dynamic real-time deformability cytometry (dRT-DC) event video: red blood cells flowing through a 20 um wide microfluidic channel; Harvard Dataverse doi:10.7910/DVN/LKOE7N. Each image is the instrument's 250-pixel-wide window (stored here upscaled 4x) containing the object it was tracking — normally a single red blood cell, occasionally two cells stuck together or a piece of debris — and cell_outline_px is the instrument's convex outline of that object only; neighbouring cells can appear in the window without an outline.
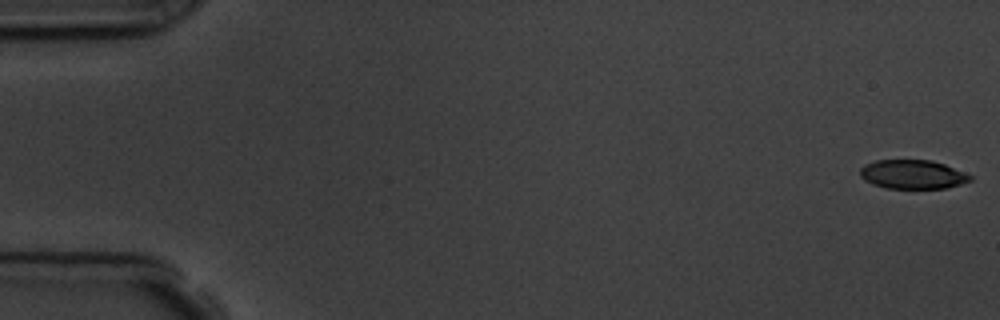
{"species": "common noctule bat (a hibernating species)", "species_latin": "Nyctalus noctula", "temperature_condition": "room temperature", "stored_images_in_passage": 5, "camera_frame_rate_fps": 3000, "um_per_image_px": 0.085, "animal": {"sex": "male", "body_mass_g": 19.5, "forearm_length_mm": 54.6}, "frame": {"image": 1, "passage_image": 1, "time_ms": 0.0, "image_size_px": [1000, 320], "cell_outline_px": [[972, 180], [960, 184], [944, 188], [888, 188], [872, 184], [864, 180], [860, 176], [860, 168], [864, 164], [876, 160], [932, 160], [944, 164], [964, 172], [972, 176]], "centroid_in_image_um": [77.55, 14.81], "position_along_channel_um": 7.5, "area_um2": 18.55}}
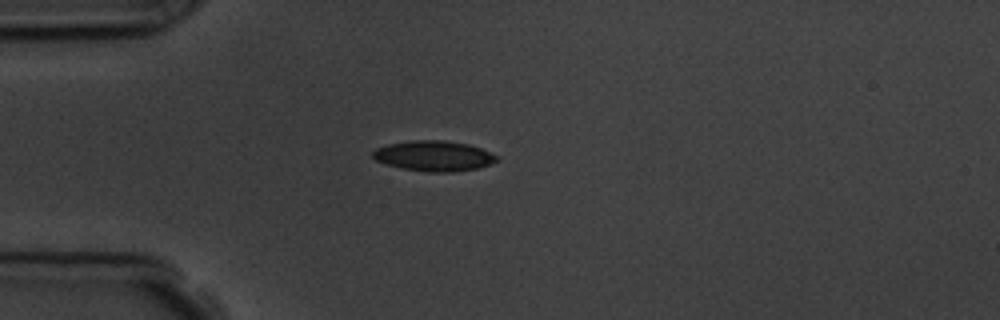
{"frame": {"image": 2, "passage_image": 5, "time_ms": 4.667, "image_size_px": [1000, 320], "cell_outline_px": [[500, 160], [476, 168], [452, 172], [428, 172], [400, 168], [384, 164], [376, 160], [372, 156], [372, 152], [376, 148], [388, 144], [412, 140], [444, 140], [468, 144], [480, 148], [500, 156]], "centroid_in_image_um": [36.87, 13.25], "position_along_channel_um": 48.1, "area_um2": 22.02}}